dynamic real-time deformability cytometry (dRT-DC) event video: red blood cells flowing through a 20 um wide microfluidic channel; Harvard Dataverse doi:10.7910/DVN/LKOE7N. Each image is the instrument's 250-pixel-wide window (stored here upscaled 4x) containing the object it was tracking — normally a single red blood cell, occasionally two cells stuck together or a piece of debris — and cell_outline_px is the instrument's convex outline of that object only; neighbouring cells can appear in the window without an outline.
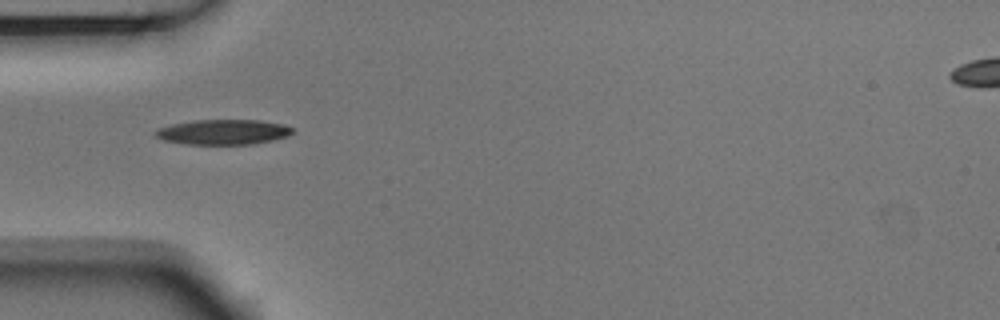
{"species": "Egyptian fruit bat (a non-hibernating species)", "species_latin": "Rousettus aegyptiacus", "temperature_condition": "room temperature", "stored_images_in_passage": 3, "camera_frame_rate_fps": 3000, "um_per_image_px": 0.085, "animal": {"sex": "male"}, "frame": {"image": 1, "passage_image": 1, "time_ms": 0.0, "image_size_px": [1000, 320], "cell_outline_px": [[292, 132], [288, 136], [272, 140], [252, 144], [184, 144], [164, 140], [156, 136], [152, 132], [160, 128], [172, 124], [196, 120], [260, 120], [284, 124], [292, 128]], "centroid_in_image_um": [18.97, 11.22], "position_along_channel_um": 66.0, "area_um2": 19.94}}
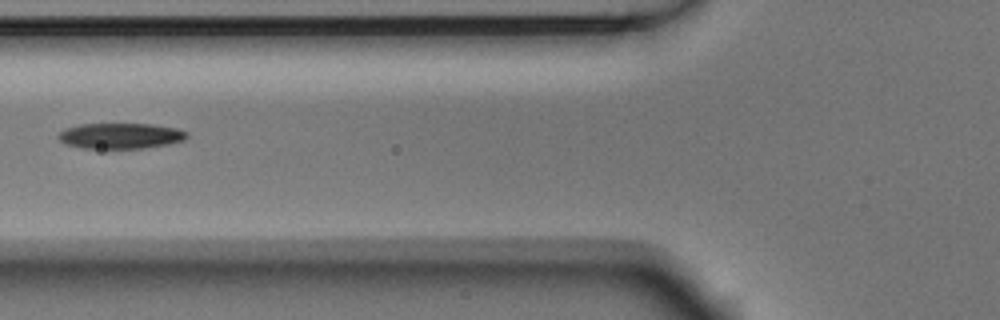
{"frame": {"image": 2, "passage_image": 2, "time_ms": 0.333, "image_size_px": [1000, 320], "cell_outline_px": [[188, 136], [184, 140], [168, 144], [140, 148], [84, 148], [64, 144], [56, 136], [64, 128], [80, 124], [152, 124], [176, 128], [188, 132]], "centroid_in_image_um": [10.22, 11.54], "position_along_channel_um": 115.6, "area_um2": 19.19}}
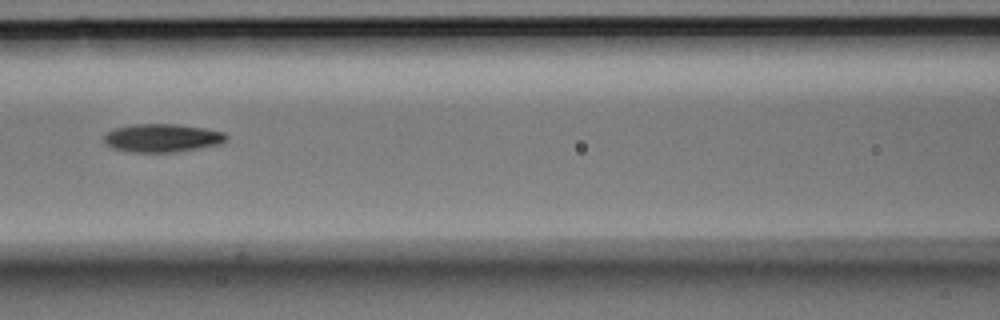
{"frame": {"image": 3, "passage_image": 3, "time_ms": 0.667, "image_size_px": [1000, 320], "cell_outline_px": [[228, 140], [220, 144], [172, 152], [132, 152], [112, 148], [104, 140], [104, 136], [108, 132], [116, 128], [132, 124], [176, 124], [204, 128], [224, 132], [228, 136]], "centroid_in_image_um": [13.81, 11.72], "position_along_channel_um": 152.8, "area_um2": 19.94}}